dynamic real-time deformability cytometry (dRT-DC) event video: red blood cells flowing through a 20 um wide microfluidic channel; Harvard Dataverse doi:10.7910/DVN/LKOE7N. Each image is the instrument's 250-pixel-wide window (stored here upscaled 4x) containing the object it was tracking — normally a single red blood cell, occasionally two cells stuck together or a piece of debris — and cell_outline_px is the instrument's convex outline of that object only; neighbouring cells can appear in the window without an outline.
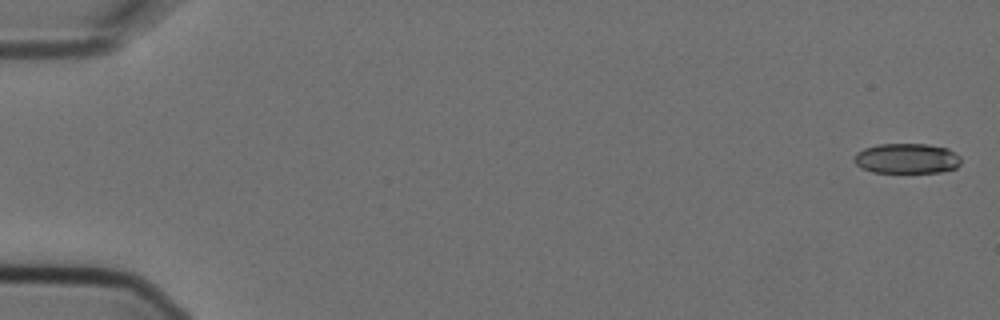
{"species": "Egyptian fruit bat (a non-hibernating species)", "species_latin": "Rousettus aegyptiacus", "temperature_condition": "cold", "stored_images_in_passage": 8, "camera_frame_rate_fps": 3000, "um_per_image_px": 0.085, "animal": {"sex": "female"}, "frame": {"image": 1, "passage_image": 1, "time_ms": 0.0, "image_size_px": [1000, 320], "cell_outline_px": [[960, 164], [956, 168], [940, 172], [872, 172], [860, 168], [852, 160], [856, 152], [864, 148], [876, 144], [928, 144], [948, 148], [960, 156]], "centroid_in_image_um": [77.05, 13.46], "position_along_channel_um": 8.0, "area_um2": 18.96}}
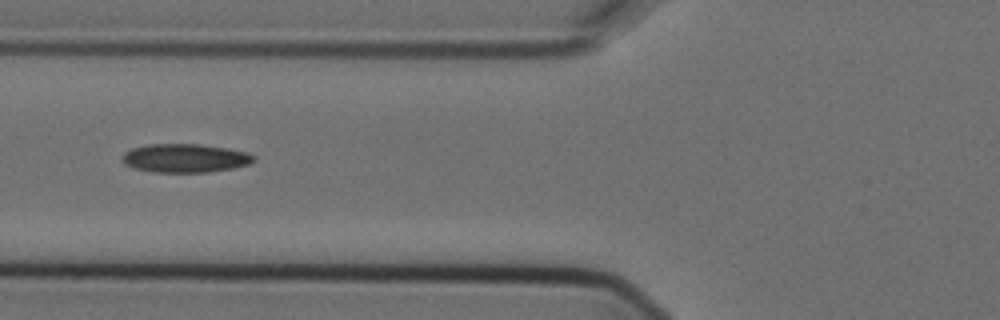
{"frame": {"image": 2, "passage_image": 7, "time_ms": 2.0, "image_size_px": [1000, 320], "cell_outline_px": [[256, 160], [248, 164], [232, 168], [208, 172], [152, 172], [132, 168], [124, 164], [120, 160], [124, 152], [132, 148], [148, 144], [200, 144], [228, 148], [248, 152], [256, 156]], "centroid_in_image_um": [15.71, 13.44], "position_along_channel_um": 110.1, "area_um2": 22.2}}
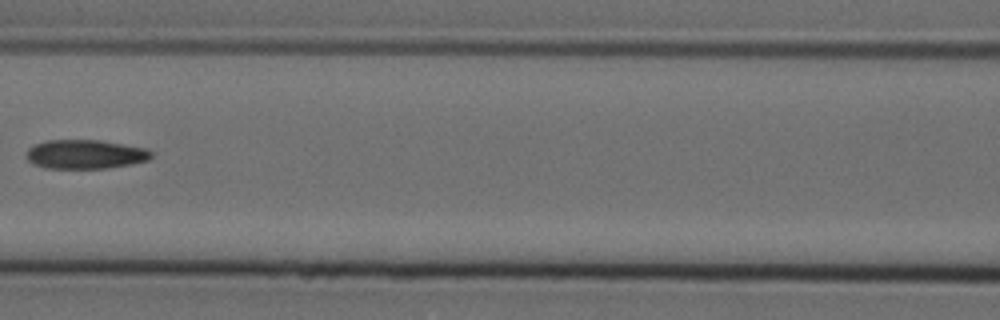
{"frame": {"image": 3, "passage_image": 8, "time_ms": 2.333, "image_size_px": [1000, 320], "cell_outline_px": [[152, 156], [148, 160], [132, 164], [108, 168], [44, 168], [32, 164], [28, 160], [28, 148], [36, 144], [48, 140], [100, 140], [148, 148], [152, 152]], "centroid_in_image_um": [7.28, 13.11], "position_along_channel_um": 159.3, "area_um2": 21.21}}